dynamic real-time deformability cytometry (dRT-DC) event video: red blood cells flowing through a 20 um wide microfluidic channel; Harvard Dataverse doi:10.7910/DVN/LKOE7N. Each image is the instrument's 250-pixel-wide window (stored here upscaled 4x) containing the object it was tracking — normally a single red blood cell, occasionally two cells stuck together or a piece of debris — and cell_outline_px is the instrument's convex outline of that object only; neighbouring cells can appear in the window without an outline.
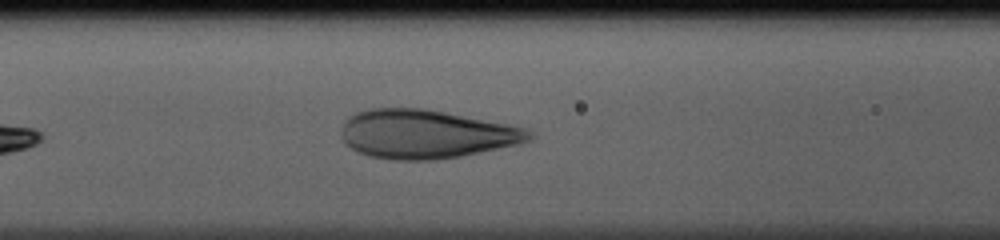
{"species": "human", "species_latin": "Homo sapiens", "temperature_condition": "cold", "stored_images_in_passage": 29, "camera_frame_rate_fps": 3000, "um_per_image_px": 0.085, "donor": {"sex": "male"}, "frame": {"image": 1, "passage_image": 8, "time_ms": 2.333, "image_size_px": [1000, 240], "cell_outline_px": [[536, 136], [532, 140], [520, 144], [460, 156], [436, 160], [392, 160], [368, 156], [344, 144], [340, 136], [340, 128], [348, 116], [356, 112], [372, 108], [424, 108], [508, 124], [524, 128], [532, 132]], "centroid_in_image_um": [36.18, 11.4], "position_along_channel_um": 130.4, "area_um2": 53.75}}
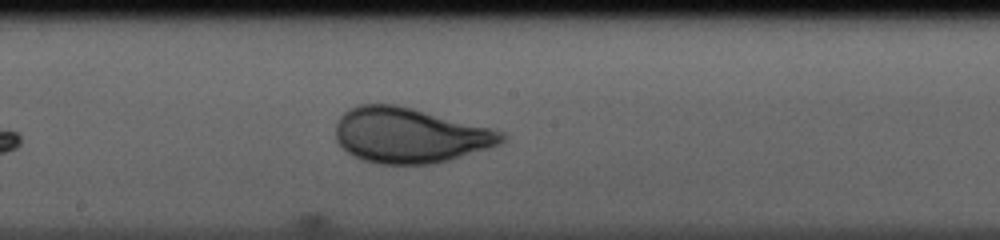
{"frame": {"image": 2, "passage_image": 14, "time_ms": 4.333, "image_size_px": [1000, 240], "cell_outline_px": [[508, 136], [500, 144], [488, 148], [436, 164], [380, 164], [364, 160], [352, 156], [336, 140], [336, 124], [340, 116], [348, 108], [360, 104], [396, 104], [492, 128], [504, 132]], "centroid_in_image_um": [34.83, 11.5], "position_along_channel_um": 213.4, "area_um2": 53.47}}
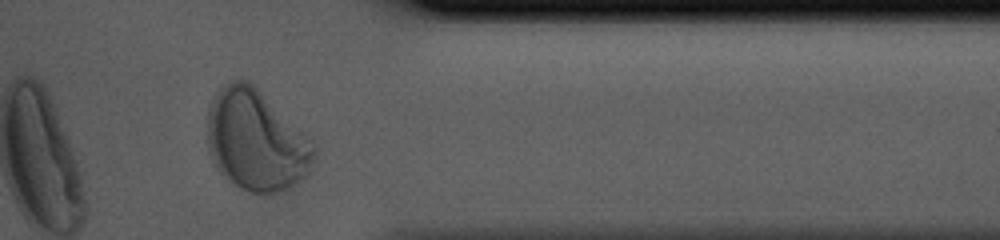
{"frame": {"image": 3, "passage_image": 27, "time_ms": 8.667, "image_size_px": [1000, 240], "cell_outline_px": [[316, 156], [308, 176], [288, 192], [248, 192], [240, 188], [216, 168], [212, 160], [208, 148], [208, 108], [216, 92], [228, 80], [248, 80], [256, 84], [312, 140], [316, 148]], "centroid_in_image_um": [21.82, 11.93], "position_along_channel_um": 389.6, "area_um2": 63.7}}